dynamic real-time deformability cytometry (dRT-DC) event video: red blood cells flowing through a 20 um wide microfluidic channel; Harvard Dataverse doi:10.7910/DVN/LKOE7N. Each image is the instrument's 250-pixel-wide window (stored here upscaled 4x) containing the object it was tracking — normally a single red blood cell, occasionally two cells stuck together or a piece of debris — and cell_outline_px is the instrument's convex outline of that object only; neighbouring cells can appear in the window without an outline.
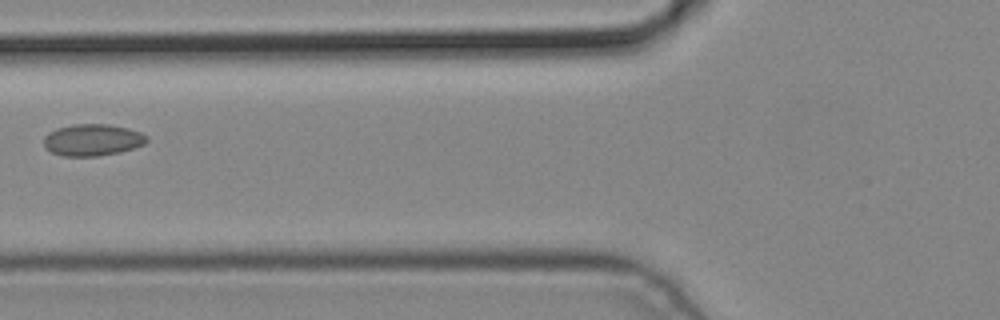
{"species": "common noctule bat (a hibernating species)", "species_latin": "Nyctalus noctula", "temperature_condition": "cold", "stored_images_in_passage": 5, "camera_frame_rate_fps": 3000, "um_per_image_px": 0.085, "animal": {"sex": "male", "body_mass_g": 19.2, "forearm_length_mm": 51.8}, "frame": {"image": 1, "passage_image": 4, "time_ms": 1.0, "image_size_px": [1000, 320], "cell_outline_px": [[148, 140], [144, 144], [120, 152], [96, 156], [64, 156], [52, 152], [44, 144], [44, 136], [48, 132], [56, 128], [72, 124], [108, 124], [128, 128], [140, 132], [148, 136]], "centroid_in_image_um": [7.86, 11.88], "position_along_channel_um": 117.9, "area_um2": 19.02}}
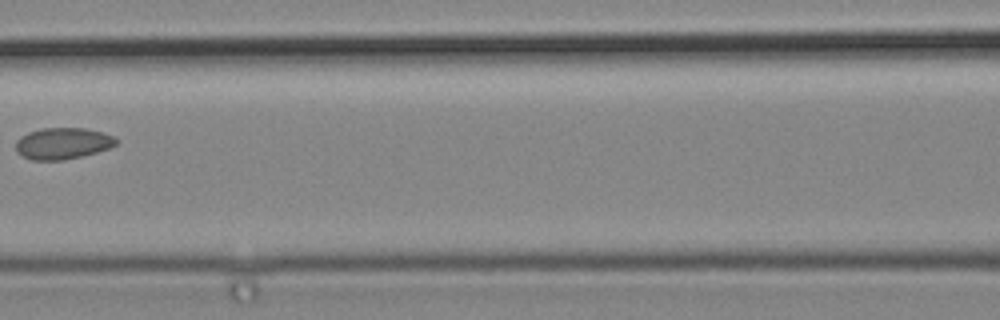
{"frame": {"image": 2, "passage_image": 5, "time_ms": 1.333, "image_size_px": [1000, 320], "cell_outline_px": [[120, 140], [116, 144], [108, 148], [96, 152], [64, 160], [32, 160], [20, 156], [16, 152], [16, 140], [20, 136], [28, 132], [40, 128], [84, 128], [104, 132], [116, 136]], "centroid_in_image_um": [5.32, 12.18], "position_along_channel_um": 161.3, "area_um2": 18.67}}